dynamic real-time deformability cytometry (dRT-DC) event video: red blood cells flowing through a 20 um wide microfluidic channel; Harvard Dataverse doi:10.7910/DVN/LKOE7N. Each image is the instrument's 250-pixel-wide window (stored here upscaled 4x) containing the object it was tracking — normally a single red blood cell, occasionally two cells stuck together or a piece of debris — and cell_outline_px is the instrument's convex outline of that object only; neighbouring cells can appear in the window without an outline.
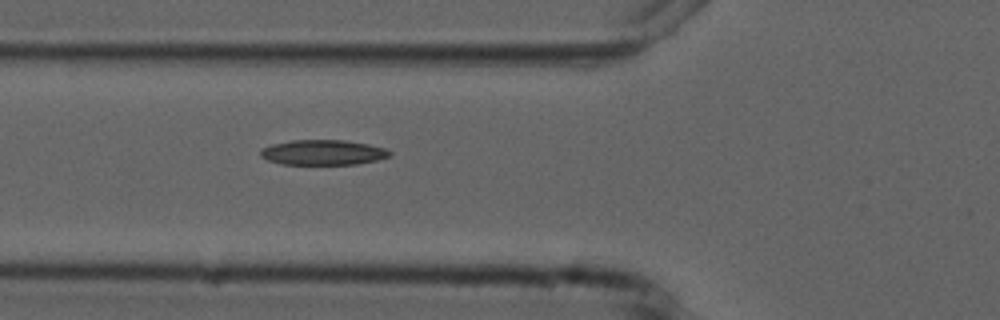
{"species": "common noctule bat (a hibernating species)", "species_latin": "Nyctalus noctula", "temperature_condition": "cold", "stored_images_in_passage": 4, "camera_frame_rate_fps": 3000, "um_per_image_px": 0.085, "animal": {"sex": "male", "forearm_length_mm": 52.5}, "frame": {"image": 1, "passage_image": 4, "time_ms": 4.333, "image_size_px": [1000, 320], "cell_outline_px": [[392, 156], [376, 160], [356, 164], [284, 164], [268, 160], [260, 156], [260, 152], [264, 148], [272, 144], [292, 140], [344, 140], [368, 144], [384, 148], [392, 152]], "centroid_in_image_um": [27.48, 12.95], "position_along_channel_um": 98.3, "area_um2": 18.79}}